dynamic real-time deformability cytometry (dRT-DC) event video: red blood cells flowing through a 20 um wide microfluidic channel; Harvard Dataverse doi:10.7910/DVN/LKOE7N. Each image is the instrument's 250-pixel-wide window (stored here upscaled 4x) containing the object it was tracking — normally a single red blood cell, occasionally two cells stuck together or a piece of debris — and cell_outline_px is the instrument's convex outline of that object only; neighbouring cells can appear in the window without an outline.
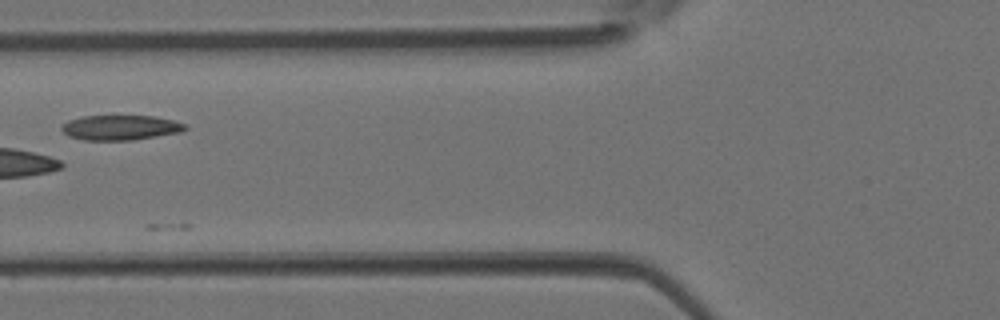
{"species": "Egyptian fruit bat (a non-hibernating species)", "species_latin": "Rousettus aegyptiacus", "temperature_condition": "room temperature", "stored_images_in_passage": 5, "camera_frame_rate_fps": 3000, "um_per_image_px": 0.085, "animal": {"sex": "female"}, "frame": {"image": 1, "passage_image": 5, "time_ms": 1.333, "image_size_px": [1000, 320], "cell_outline_px": [[188, 128], [180, 132], [132, 140], [84, 140], [68, 136], [60, 128], [68, 120], [80, 116], [152, 116], [172, 120], [188, 124]], "centroid_in_image_um": [10.23, 10.84], "position_along_channel_um": 115.6, "area_um2": 17.92}}